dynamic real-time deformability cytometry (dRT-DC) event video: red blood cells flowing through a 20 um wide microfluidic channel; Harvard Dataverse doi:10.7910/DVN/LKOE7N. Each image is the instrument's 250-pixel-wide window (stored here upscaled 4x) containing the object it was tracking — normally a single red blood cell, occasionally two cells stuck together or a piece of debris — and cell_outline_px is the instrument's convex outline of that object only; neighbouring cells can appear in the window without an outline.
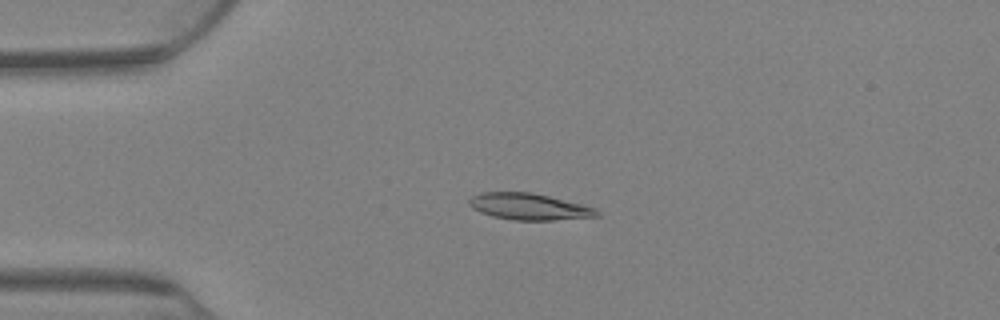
{"species": "Egyptian fruit bat (a non-hibernating species)", "species_latin": "Rousettus aegyptiacus", "temperature_condition": "warm", "stored_images_in_passage": 77, "camera_frame_rate_fps": 3000, "um_per_image_px": 0.085, "animal": {"sex": "female"}, "frame": {"image": 1, "passage_image": 18, "time_ms": 5.667, "image_size_px": [1000, 320], "cell_outline_px": [[600, 216], [552, 220], [512, 220], [492, 216], [480, 212], [472, 208], [468, 204], [468, 200], [472, 196], [480, 192], [532, 192], [596, 208], [600, 212]], "centroid_in_image_um": [44.94, 17.56], "position_along_channel_um": 40.1, "area_um2": 19.71}}
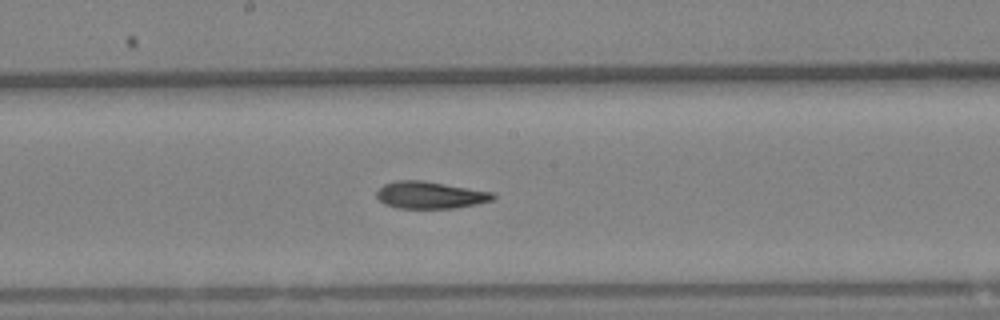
{"frame": {"image": 2, "passage_image": 41, "time_ms": 13.333, "image_size_px": [1000, 320], "cell_outline_px": [[496, 196], [492, 200], [476, 204], [456, 208], [396, 208], [384, 204], [376, 196], [376, 192], [384, 184], [396, 180], [420, 180], [496, 192]], "centroid_in_image_um": [36.57, 16.58], "position_along_channel_um": 211.6, "area_um2": 18.44}}
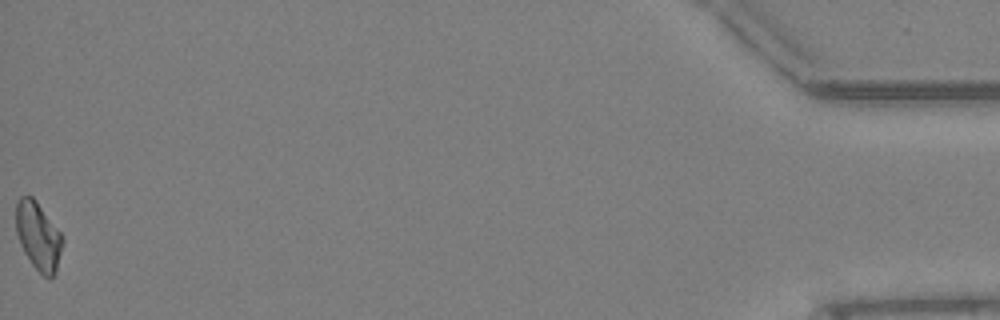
{"frame": {"image": 3, "passage_image": 77, "time_ms": 25.333, "image_size_px": [1000, 320], "cell_outline_px": [[64, 240], [56, 272], [48, 280], [32, 264], [24, 252], [20, 244], [16, 232], [16, 200], [20, 196], [32, 196], [36, 200], [64, 236]], "centroid_in_image_um": [3.26, 20.05], "position_along_channel_um": 431.9, "area_um2": 18.61}, "authors_computed_cell_mechanics": {"area_um2": 19.0162, "velocity_mm_per_s": 2.6556, "shape_relaxation_time_tau1_ms": null, "shape_relaxation_time_tau2_ms": 6.2174, "deformation_change_tau1": null, "deformation_change_tau2": 0.1145}}